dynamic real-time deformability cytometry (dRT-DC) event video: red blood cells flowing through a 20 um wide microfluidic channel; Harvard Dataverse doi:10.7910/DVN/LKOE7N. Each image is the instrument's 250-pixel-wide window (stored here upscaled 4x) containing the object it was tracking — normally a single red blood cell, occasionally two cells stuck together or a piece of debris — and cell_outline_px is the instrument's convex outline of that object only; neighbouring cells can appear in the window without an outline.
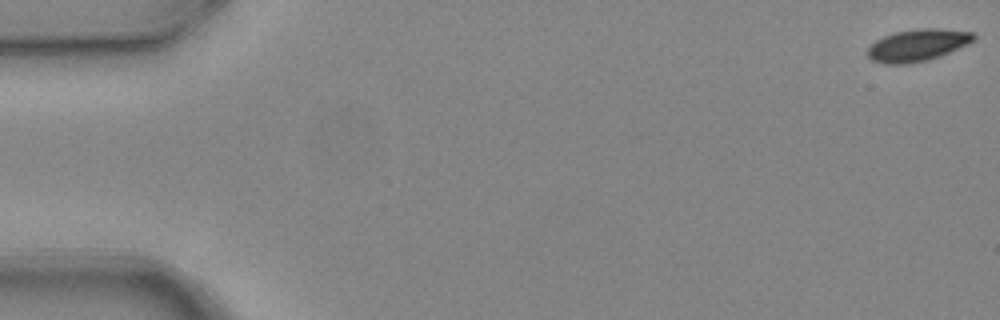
{"species": "common noctule bat (a hibernating species)", "species_latin": "Nyctalus noctula", "temperature_condition": "warm", "stored_images_in_passage": 5, "camera_frame_rate_fps": 3000, "um_per_image_px": 0.085, "animal": {"sex": "female", "body_mass_g": 24.6, "forearm_length_mm": 56.2}, "frame": {"image": 1, "passage_image": 1, "time_ms": 0.0, "image_size_px": [1000, 320], "cell_outline_px": [[976, 36], [968, 44], [940, 56], [928, 60], [908, 64], [884, 64], [872, 60], [864, 52], [876, 40], [884, 36], [896, 32], [920, 28], [936, 28], [976, 32]], "centroid_in_image_um": [77.98, 3.84], "position_along_channel_um": 7.0, "area_um2": 19.88}}
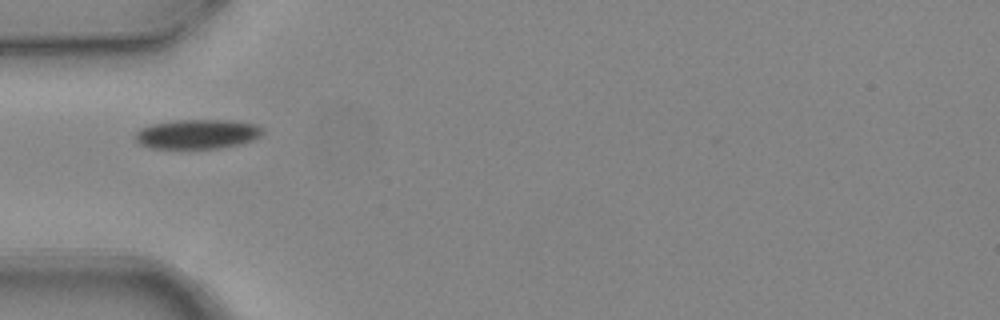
{"frame": {"image": 2, "passage_image": 5, "time_ms": 1.333, "image_size_px": [1000, 320], "cell_outline_px": [[264, 132], [260, 136], [252, 140], [240, 144], [220, 148], [148, 148], [140, 144], [136, 140], [136, 132], [140, 128], [152, 124], [176, 120], [232, 120], [256, 124], [264, 128]], "centroid_in_image_um": [16.8, 11.39], "position_along_channel_um": 68.2, "area_um2": 21.96}}